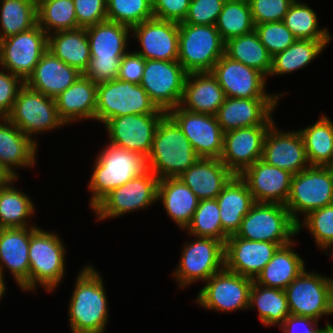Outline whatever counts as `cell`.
I'll use <instances>...</instances> for the list:
<instances>
[{
	"label": "cell",
	"mask_w": 333,
	"mask_h": 333,
	"mask_svg": "<svg viewBox=\"0 0 333 333\" xmlns=\"http://www.w3.org/2000/svg\"><path fill=\"white\" fill-rule=\"evenodd\" d=\"M318 321L311 317L289 314L279 328L283 333H333V325L329 321L324 328L318 327Z\"/></svg>",
	"instance_id": "cell-54"
},
{
	"label": "cell",
	"mask_w": 333,
	"mask_h": 333,
	"mask_svg": "<svg viewBox=\"0 0 333 333\" xmlns=\"http://www.w3.org/2000/svg\"><path fill=\"white\" fill-rule=\"evenodd\" d=\"M59 237L53 231L30 227L29 291H35L39 284L52 292L63 279L66 248Z\"/></svg>",
	"instance_id": "cell-5"
},
{
	"label": "cell",
	"mask_w": 333,
	"mask_h": 333,
	"mask_svg": "<svg viewBox=\"0 0 333 333\" xmlns=\"http://www.w3.org/2000/svg\"><path fill=\"white\" fill-rule=\"evenodd\" d=\"M291 315L320 320L333 315V284L329 277L306 268L285 288Z\"/></svg>",
	"instance_id": "cell-11"
},
{
	"label": "cell",
	"mask_w": 333,
	"mask_h": 333,
	"mask_svg": "<svg viewBox=\"0 0 333 333\" xmlns=\"http://www.w3.org/2000/svg\"><path fill=\"white\" fill-rule=\"evenodd\" d=\"M59 117L68 125L80 120H95L97 84L83 74L56 98Z\"/></svg>",
	"instance_id": "cell-30"
},
{
	"label": "cell",
	"mask_w": 333,
	"mask_h": 333,
	"mask_svg": "<svg viewBox=\"0 0 333 333\" xmlns=\"http://www.w3.org/2000/svg\"><path fill=\"white\" fill-rule=\"evenodd\" d=\"M297 223L283 204L255 203L244 216L237 237L266 241L280 246L290 244L297 235Z\"/></svg>",
	"instance_id": "cell-7"
},
{
	"label": "cell",
	"mask_w": 333,
	"mask_h": 333,
	"mask_svg": "<svg viewBox=\"0 0 333 333\" xmlns=\"http://www.w3.org/2000/svg\"><path fill=\"white\" fill-rule=\"evenodd\" d=\"M317 13L305 2L294 0L288 8L283 22L296 39L332 40L328 29L319 28Z\"/></svg>",
	"instance_id": "cell-44"
},
{
	"label": "cell",
	"mask_w": 333,
	"mask_h": 333,
	"mask_svg": "<svg viewBox=\"0 0 333 333\" xmlns=\"http://www.w3.org/2000/svg\"><path fill=\"white\" fill-rule=\"evenodd\" d=\"M95 158L88 188L93 209L107 194L147 170L146 158L135 151L108 144Z\"/></svg>",
	"instance_id": "cell-4"
},
{
	"label": "cell",
	"mask_w": 333,
	"mask_h": 333,
	"mask_svg": "<svg viewBox=\"0 0 333 333\" xmlns=\"http://www.w3.org/2000/svg\"><path fill=\"white\" fill-rule=\"evenodd\" d=\"M37 24L47 35L80 28L73 0H40L37 3Z\"/></svg>",
	"instance_id": "cell-42"
},
{
	"label": "cell",
	"mask_w": 333,
	"mask_h": 333,
	"mask_svg": "<svg viewBox=\"0 0 333 333\" xmlns=\"http://www.w3.org/2000/svg\"><path fill=\"white\" fill-rule=\"evenodd\" d=\"M191 0H152L154 18L181 23L184 21Z\"/></svg>",
	"instance_id": "cell-53"
},
{
	"label": "cell",
	"mask_w": 333,
	"mask_h": 333,
	"mask_svg": "<svg viewBox=\"0 0 333 333\" xmlns=\"http://www.w3.org/2000/svg\"><path fill=\"white\" fill-rule=\"evenodd\" d=\"M226 95L211 72L187 74L180 106L195 113L216 115Z\"/></svg>",
	"instance_id": "cell-31"
},
{
	"label": "cell",
	"mask_w": 333,
	"mask_h": 333,
	"mask_svg": "<svg viewBox=\"0 0 333 333\" xmlns=\"http://www.w3.org/2000/svg\"><path fill=\"white\" fill-rule=\"evenodd\" d=\"M295 245L292 241L279 247L254 281L264 287L285 290L305 269L304 259L292 249Z\"/></svg>",
	"instance_id": "cell-34"
},
{
	"label": "cell",
	"mask_w": 333,
	"mask_h": 333,
	"mask_svg": "<svg viewBox=\"0 0 333 333\" xmlns=\"http://www.w3.org/2000/svg\"><path fill=\"white\" fill-rule=\"evenodd\" d=\"M167 113L129 114L107 120L110 144L135 151L147 158L159 122Z\"/></svg>",
	"instance_id": "cell-19"
},
{
	"label": "cell",
	"mask_w": 333,
	"mask_h": 333,
	"mask_svg": "<svg viewBox=\"0 0 333 333\" xmlns=\"http://www.w3.org/2000/svg\"><path fill=\"white\" fill-rule=\"evenodd\" d=\"M254 31L272 57L287 49L297 40L283 21L255 25Z\"/></svg>",
	"instance_id": "cell-48"
},
{
	"label": "cell",
	"mask_w": 333,
	"mask_h": 333,
	"mask_svg": "<svg viewBox=\"0 0 333 333\" xmlns=\"http://www.w3.org/2000/svg\"><path fill=\"white\" fill-rule=\"evenodd\" d=\"M6 118L37 145L34 138L38 133L43 134L66 125L59 117L55 99L29 88L26 84L20 89Z\"/></svg>",
	"instance_id": "cell-9"
},
{
	"label": "cell",
	"mask_w": 333,
	"mask_h": 333,
	"mask_svg": "<svg viewBox=\"0 0 333 333\" xmlns=\"http://www.w3.org/2000/svg\"><path fill=\"white\" fill-rule=\"evenodd\" d=\"M224 47L215 25L179 23L178 62L188 74L210 72Z\"/></svg>",
	"instance_id": "cell-6"
},
{
	"label": "cell",
	"mask_w": 333,
	"mask_h": 333,
	"mask_svg": "<svg viewBox=\"0 0 333 333\" xmlns=\"http://www.w3.org/2000/svg\"><path fill=\"white\" fill-rule=\"evenodd\" d=\"M17 180L18 178H11L0 186V229L36 227L28 223L35 213L34 202L29 195L13 186L12 183Z\"/></svg>",
	"instance_id": "cell-36"
},
{
	"label": "cell",
	"mask_w": 333,
	"mask_h": 333,
	"mask_svg": "<svg viewBox=\"0 0 333 333\" xmlns=\"http://www.w3.org/2000/svg\"><path fill=\"white\" fill-rule=\"evenodd\" d=\"M226 0H191L188 13L181 23L215 25Z\"/></svg>",
	"instance_id": "cell-50"
},
{
	"label": "cell",
	"mask_w": 333,
	"mask_h": 333,
	"mask_svg": "<svg viewBox=\"0 0 333 333\" xmlns=\"http://www.w3.org/2000/svg\"><path fill=\"white\" fill-rule=\"evenodd\" d=\"M255 306L264 326H280L290 314L285 290L264 287L253 281L248 309Z\"/></svg>",
	"instance_id": "cell-39"
},
{
	"label": "cell",
	"mask_w": 333,
	"mask_h": 333,
	"mask_svg": "<svg viewBox=\"0 0 333 333\" xmlns=\"http://www.w3.org/2000/svg\"><path fill=\"white\" fill-rule=\"evenodd\" d=\"M152 18V0H107L109 21L132 28Z\"/></svg>",
	"instance_id": "cell-46"
},
{
	"label": "cell",
	"mask_w": 333,
	"mask_h": 333,
	"mask_svg": "<svg viewBox=\"0 0 333 333\" xmlns=\"http://www.w3.org/2000/svg\"><path fill=\"white\" fill-rule=\"evenodd\" d=\"M279 247L277 243L229 236L225 242V269L255 280Z\"/></svg>",
	"instance_id": "cell-23"
},
{
	"label": "cell",
	"mask_w": 333,
	"mask_h": 333,
	"mask_svg": "<svg viewBox=\"0 0 333 333\" xmlns=\"http://www.w3.org/2000/svg\"><path fill=\"white\" fill-rule=\"evenodd\" d=\"M158 181L147 169L138 177L115 188L93 208L96 219L102 221L148 208L157 202Z\"/></svg>",
	"instance_id": "cell-13"
},
{
	"label": "cell",
	"mask_w": 333,
	"mask_h": 333,
	"mask_svg": "<svg viewBox=\"0 0 333 333\" xmlns=\"http://www.w3.org/2000/svg\"><path fill=\"white\" fill-rule=\"evenodd\" d=\"M271 126L245 127L224 133L223 152L220 160L234 175L239 176L245 169L262 158L264 140Z\"/></svg>",
	"instance_id": "cell-20"
},
{
	"label": "cell",
	"mask_w": 333,
	"mask_h": 333,
	"mask_svg": "<svg viewBox=\"0 0 333 333\" xmlns=\"http://www.w3.org/2000/svg\"><path fill=\"white\" fill-rule=\"evenodd\" d=\"M324 168L333 175V153L329 161L324 165Z\"/></svg>",
	"instance_id": "cell-58"
},
{
	"label": "cell",
	"mask_w": 333,
	"mask_h": 333,
	"mask_svg": "<svg viewBox=\"0 0 333 333\" xmlns=\"http://www.w3.org/2000/svg\"><path fill=\"white\" fill-rule=\"evenodd\" d=\"M0 4V40L37 25V3L34 0H0Z\"/></svg>",
	"instance_id": "cell-41"
},
{
	"label": "cell",
	"mask_w": 333,
	"mask_h": 333,
	"mask_svg": "<svg viewBox=\"0 0 333 333\" xmlns=\"http://www.w3.org/2000/svg\"><path fill=\"white\" fill-rule=\"evenodd\" d=\"M294 0H248L254 25L280 22Z\"/></svg>",
	"instance_id": "cell-49"
},
{
	"label": "cell",
	"mask_w": 333,
	"mask_h": 333,
	"mask_svg": "<svg viewBox=\"0 0 333 333\" xmlns=\"http://www.w3.org/2000/svg\"><path fill=\"white\" fill-rule=\"evenodd\" d=\"M215 27L224 42L253 32L255 25L248 0H226Z\"/></svg>",
	"instance_id": "cell-43"
},
{
	"label": "cell",
	"mask_w": 333,
	"mask_h": 333,
	"mask_svg": "<svg viewBox=\"0 0 333 333\" xmlns=\"http://www.w3.org/2000/svg\"><path fill=\"white\" fill-rule=\"evenodd\" d=\"M180 262L173 272L179 288L194 282H206L212 275L225 268V243L223 241L197 237L184 243Z\"/></svg>",
	"instance_id": "cell-10"
},
{
	"label": "cell",
	"mask_w": 333,
	"mask_h": 333,
	"mask_svg": "<svg viewBox=\"0 0 333 333\" xmlns=\"http://www.w3.org/2000/svg\"><path fill=\"white\" fill-rule=\"evenodd\" d=\"M239 176L247 184L256 203L286 204L293 176L289 171L268 165L260 159Z\"/></svg>",
	"instance_id": "cell-24"
},
{
	"label": "cell",
	"mask_w": 333,
	"mask_h": 333,
	"mask_svg": "<svg viewBox=\"0 0 333 333\" xmlns=\"http://www.w3.org/2000/svg\"><path fill=\"white\" fill-rule=\"evenodd\" d=\"M47 50L84 74L91 59L86 28L58 31L48 35Z\"/></svg>",
	"instance_id": "cell-35"
},
{
	"label": "cell",
	"mask_w": 333,
	"mask_h": 333,
	"mask_svg": "<svg viewBox=\"0 0 333 333\" xmlns=\"http://www.w3.org/2000/svg\"><path fill=\"white\" fill-rule=\"evenodd\" d=\"M187 74L178 61L145 60L140 85L159 109L168 112L180 105Z\"/></svg>",
	"instance_id": "cell-15"
},
{
	"label": "cell",
	"mask_w": 333,
	"mask_h": 333,
	"mask_svg": "<svg viewBox=\"0 0 333 333\" xmlns=\"http://www.w3.org/2000/svg\"><path fill=\"white\" fill-rule=\"evenodd\" d=\"M277 127L274 123L266 134L261 160L293 175L310 167L300 132L280 131Z\"/></svg>",
	"instance_id": "cell-22"
},
{
	"label": "cell",
	"mask_w": 333,
	"mask_h": 333,
	"mask_svg": "<svg viewBox=\"0 0 333 333\" xmlns=\"http://www.w3.org/2000/svg\"><path fill=\"white\" fill-rule=\"evenodd\" d=\"M24 85L25 81L21 77L5 69L0 71V117H7L10 114L16 97Z\"/></svg>",
	"instance_id": "cell-52"
},
{
	"label": "cell",
	"mask_w": 333,
	"mask_h": 333,
	"mask_svg": "<svg viewBox=\"0 0 333 333\" xmlns=\"http://www.w3.org/2000/svg\"><path fill=\"white\" fill-rule=\"evenodd\" d=\"M220 209L216 199L199 200L192 220L186 227V233L194 237L214 238L224 243L228 237L223 233Z\"/></svg>",
	"instance_id": "cell-45"
},
{
	"label": "cell",
	"mask_w": 333,
	"mask_h": 333,
	"mask_svg": "<svg viewBox=\"0 0 333 333\" xmlns=\"http://www.w3.org/2000/svg\"><path fill=\"white\" fill-rule=\"evenodd\" d=\"M30 227L0 229V275L12 273L18 287L29 291Z\"/></svg>",
	"instance_id": "cell-26"
},
{
	"label": "cell",
	"mask_w": 333,
	"mask_h": 333,
	"mask_svg": "<svg viewBox=\"0 0 333 333\" xmlns=\"http://www.w3.org/2000/svg\"><path fill=\"white\" fill-rule=\"evenodd\" d=\"M37 146L6 117H0V166L11 178H19L17 168L35 166Z\"/></svg>",
	"instance_id": "cell-27"
},
{
	"label": "cell",
	"mask_w": 333,
	"mask_h": 333,
	"mask_svg": "<svg viewBox=\"0 0 333 333\" xmlns=\"http://www.w3.org/2000/svg\"><path fill=\"white\" fill-rule=\"evenodd\" d=\"M303 226L312 234L319 249L329 254V248L333 245V204L310 211L303 222L300 220L297 223V233Z\"/></svg>",
	"instance_id": "cell-47"
},
{
	"label": "cell",
	"mask_w": 333,
	"mask_h": 333,
	"mask_svg": "<svg viewBox=\"0 0 333 333\" xmlns=\"http://www.w3.org/2000/svg\"><path fill=\"white\" fill-rule=\"evenodd\" d=\"M48 35L37 24L32 29L0 40V67L24 81L47 51Z\"/></svg>",
	"instance_id": "cell-16"
},
{
	"label": "cell",
	"mask_w": 333,
	"mask_h": 333,
	"mask_svg": "<svg viewBox=\"0 0 333 333\" xmlns=\"http://www.w3.org/2000/svg\"><path fill=\"white\" fill-rule=\"evenodd\" d=\"M157 201L177 227L186 229L197 209L199 199L179 177H167L158 181Z\"/></svg>",
	"instance_id": "cell-33"
},
{
	"label": "cell",
	"mask_w": 333,
	"mask_h": 333,
	"mask_svg": "<svg viewBox=\"0 0 333 333\" xmlns=\"http://www.w3.org/2000/svg\"><path fill=\"white\" fill-rule=\"evenodd\" d=\"M302 136L310 166H321L333 153V122L324 114L313 125L298 130Z\"/></svg>",
	"instance_id": "cell-40"
},
{
	"label": "cell",
	"mask_w": 333,
	"mask_h": 333,
	"mask_svg": "<svg viewBox=\"0 0 333 333\" xmlns=\"http://www.w3.org/2000/svg\"><path fill=\"white\" fill-rule=\"evenodd\" d=\"M167 114L181 128L200 158L220 159L224 132L215 115L191 112L180 105L170 109Z\"/></svg>",
	"instance_id": "cell-18"
},
{
	"label": "cell",
	"mask_w": 333,
	"mask_h": 333,
	"mask_svg": "<svg viewBox=\"0 0 333 333\" xmlns=\"http://www.w3.org/2000/svg\"><path fill=\"white\" fill-rule=\"evenodd\" d=\"M145 60L178 61L179 23L152 18L131 28Z\"/></svg>",
	"instance_id": "cell-21"
},
{
	"label": "cell",
	"mask_w": 333,
	"mask_h": 333,
	"mask_svg": "<svg viewBox=\"0 0 333 333\" xmlns=\"http://www.w3.org/2000/svg\"><path fill=\"white\" fill-rule=\"evenodd\" d=\"M333 204V175L321 166H310L292 176L290 193L285 204L291 218L298 223V214Z\"/></svg>",
	"instance_id": "cell-12"
},
{
	"label": "cell",
	"mask_w": 333,
	"mask_h": 333,
	"mask_svg": "<svg viewBox=\"0 0 333 333\" xmlns=\"http://www.w3.org/2000/svg\"><path fill=\"white\" fill-rule=\"evenodd\" d=\"M330 248H331V253H333V245Z\"/></svg>",
	"instance_id": "cell-60"
},
{
	"label": "cell",
	"mask_w": 333,
	"mask_h": 333,
	"mask_svg": "<svg viewBox=\"0 0 333 333\" xmlns=\"http://www.w3.org/2000/svg\"><path fill=\"white\" fill-rule=\"evenodd\" d=\"M278 100L226 97L215 116L224 133L245 127L273 125L272 113Z\"/></svg>",
	"instance_id": "cell-25"
},
{
	"label": "cell",
	"mask_w": 333,
	"mask_h": 333,
	"mask_svg": "<svg viewBox=\"0 0 333 333\" xmlns=\"http://www.w3.org/2000/svg\"><path fill=\"white\" fill-rule=\"evenodd\" d=\"M331 40L297 39L291 46L272 57V75H284L303 69L319 56Z\"/></svg>",
	"instance_id": "cell-38"
},
{
	"label": "cell",
	"mask_w": 333,
	"mask_h": 333,
	"mask_svg": "<svg viewBox=\"0 0 333 333\" xmlns=\"http://www.w3.org/2000/svg\"><path fill=\"white\" fill-rule=\"evenodd\" d=\"M82 73L46 51L25 84L45 96L56 98L80 78Z\"/></svg>",
	"instance_id": "cell-29"
},
{
	"label": "cell",
	"mask_w": 333,
	"mask_h": 333,
	"mask_svg": "<svg viewBox=\"0 0 333 333\" xmlns=\"http://www.w3.org/2000/svg\"><path fill=\"white\" fill-rule=\"evenodd\" d=\"M199 158L181 128L166 114L156 129L146 158L147 169L159 180L178 177Z\"/></svg>",
	"instance_id": "cell-3"
},
{
	"label": "cell",
	"mask_w": 333,
	"mask_h": 333,
	"mask_svg": "<svg viewBox=\"0 0 333 333\" xmlns=\"http://www.w3.org/2000/svg\"><path fill=\"white\" fill-rule=\"evenodd\" d=\"M234 176L220 159L199 158L178 177L203 200L216 199Z\"/></svg>",
	"instance_id": "cell-28"
},
{
	"label": "cell",
	"mask_w": 333,
	"mask_h": 333,
	"mask_svg": "<svg viewBox=\"0 0 333 333\" xmlns=\"http://www.w3.org/2000/svg\"><path fill=\"white\" fill-rule=\"evenodd\" d=\"M253 279L226 270L212 275L197 294V303L208 310L233 312L249 306Z\"/></svg>",
	"instance_id": "cell-14"
},
{
	"label": "cell",
	"mask_w": 333,
	"mask_h": 333,
	"mask_svg": "<svg viewBox=\"0 0 333 333\" xmlns=\"http://www.w3.org/2000/svg\"><path fill=\"white\" fill-rule=\"evenodd\" d=\"M167 113L159 109L140 84L114 79L97 84L95 120H107L129 114Z\"/></svg>",
	"instance_id": "cell-8"
},
{
	"label": "cell",
	"mask_w": 333,
	"mask_h": 333,
	"mask_svg": "<svg viewBox=\"0 0 333 333\" xmlns=\"http://www.w3.org/2000/svg\"><path fill=\"white\" fill-rule=\"evenodd\" d=\"M6 292V283L4 281V277L0 275V300L5 295Z\"/></svg>",
	"instance_id": "cell-57"
},
{
	"label": "cell",
	"mask_w": 333,
	"mask_h": 333,
	"mask_svg": "<svg viewBox=\"0 0 333 333\" xmlns=\"http://www.w3.org/2000/svg\"><path fill=\"white\" fill-rule=\"evenodd\" d=\"M224 54L232 60L252 67L269 77L272 69V56L260 42L255 31L227 40Z\"/></svg>",
	"instance_id": "cell-37"
},
{
	"label": "cell",
	"mask_w": 333,
	"mask_h": 333,
	"mask_svg": "<svg viewBox=\"0 0 333 333\" xmlns=\"http://www.w3.org/2000/svg\"><path fill=\"white\" fill-rule=\"evenodd\" d=\"M331 254H332V256H331V257L333 258V253H331ZM329 279H330V281H331V282H332V284H333V277H331V278L329 277Z\"/></svg>",
	"instance_id": "cell-59"
},
{
	"label": "cell",
	"mask_w": 333,
	"mask_h": 333,
	"mask_svg": "<svg viewBox=\"0 0 333 333\" xmlns=\"http://www.w3.org/2000/svg\"><path fill=\"white\" fill-rule=\"evenodd\" d=\"M10 179H11V177L0 166V186L6 184Z\"/></svg>",
	"instance_id": "cell-56"
},
{
	"label": "cell",
	"mask_w": 333,
	"mask_h": 333,
	"mask_svg": "<svg viewBox=\"0 0 333 333\" xmlns=\"http://www.w3.org/2000/svg\"><path fill=\"white\" fill-rule=\"evenodd\" d=\"M223 233L229 237L239 231L244 216L256 203L247 184L235 175L216 197Z\"/></svg>",
	"instance_id": "cell-32"
},
{
	"label": "cell",
	"mask_w": 333,
	"mask_h": 333,
	"mask_svg": "<svg viewBox=\"0 0 333 333\" xmlns=\"http://www.w3.org/2000/svg\"><path fill=\"white\" fill-rule=\"evenodd\" d=\"M86 32L91 59L83 75L96 84L117 79L121 60L128 52L131 28L106 20L86 27Z\"/></svg>",
	"instance_id": "cell-2"
},
{
	"label": "cell",
	"mask_w": 333,
	"mask_h": 333,
	"mask_svg": "<svg viewBox=\"0 0 333 333\" xmlns=\"http://www.w3.org/2000/svg\"><path fill=\"white\" fill-rule=\"evenodd\" d=\"M144 68L145 59L140 54L127 52L121 60L117 79L140 84Z\"/></svg>",
	"instance_id": "cell-55"
},
{
	"label": "cell",
	"mask_w": 333,
	"mask_h": 333,
	"mask_svg": "<svg viewBox=\"0 0 333 333\" xmlns=\"http://www.w3.org/2000/svg\"><path fill=\"white\" fill-rule=\"evenodd\" d=\"M226 97L239 99H280L282 94L266 92L267 79L260 71L232 60L225 54L210 71Z\"/></svg>",
	"instance_id": "cell-17"
},
{
	"label": "cell",
	"mask_w": 333,
	"mask_h": 333,
	"mask_svg": "<svg viewBox=\"0 0 333 333\" xmlns=\"http://www.w3.org/2000/svg\"><path fill=\"white\" fill-rule=\"evenodd\" d=\"M75 283L68 307L71 333H104L109 317L101 275L93 265H87Z\"/></svg>",
	"instance_id": "cell-1"
},
{
	"label": "cell",
	"mask_w": 333,
	"mask_h": 333,
	"mask_svg": "<svg viewBox=\"0 0 333 333\" xmlns=\"http://www.w3.org/2000/svg\"><path fill=\"white\" fill-rule=\"evenodd\" d=\"M77 24L86 28L107 19V0H73Z\"/></svg>",
	"instance_id": "cell-51"
}]
</instances>
